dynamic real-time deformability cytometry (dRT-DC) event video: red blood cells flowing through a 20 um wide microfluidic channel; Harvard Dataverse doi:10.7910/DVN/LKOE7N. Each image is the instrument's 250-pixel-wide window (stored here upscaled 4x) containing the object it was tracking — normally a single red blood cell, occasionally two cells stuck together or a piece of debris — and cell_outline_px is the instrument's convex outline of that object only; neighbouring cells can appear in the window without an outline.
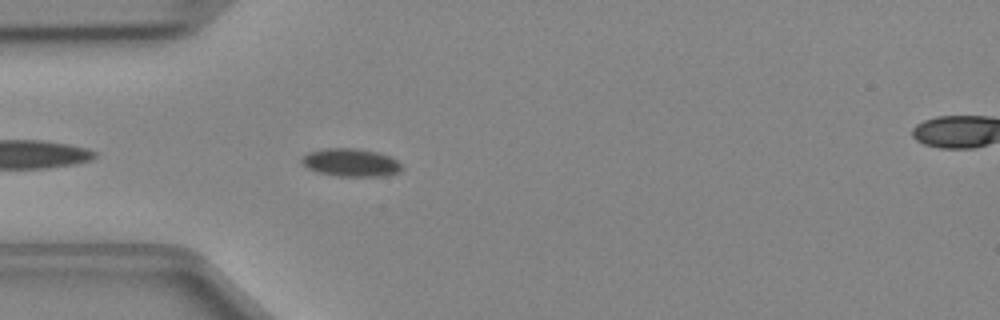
{"species": "Egyptian fruit bat (a non-hibernating species)", "species_latin": "Rousettus aegyptiacus", "temperature_condition": "cold", "stored_images_in_passage": 15, "camera_frame_rate_fps": 3000, "um_per_image_px": 0.085, "animal": {"sex": "female"}, "frame": {"image": 1, "passage_image": 3, "time_ms": 0.667, "image_size_px": [1000, 320], "cell_outline_px": [[400, 172], [384, 176], [336, 176], [316, 172], [308, 168], [300, 160], [308, 152], [324, 148], [352, 148], [376, 152], [388, 156], [396, 160], [400, 164]], "centroid_in_image_um": [29.78, 13.82], "position_along_channel_um": 55.2, "area_um2": 16.13}}
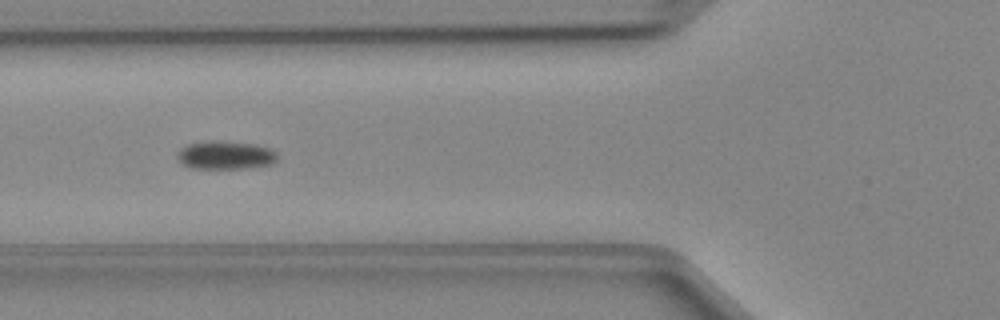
{"frame": {"image": 2, "passage_image": 7, "time_ms": 2.0, "image_size_px": [1000, 320], "cell_outline_px": [[276, 160], [272, 164], [244, 168], [192, 168], [184, 164], [176, 156], [176, 152], [180, 148], [188, 144], [256, 144], [272, 148], [276, 152]], "centroid_in_image_um": [19.2, 13.24], "position_along_channel_um": 106.6, "area_um2": 15.49}}
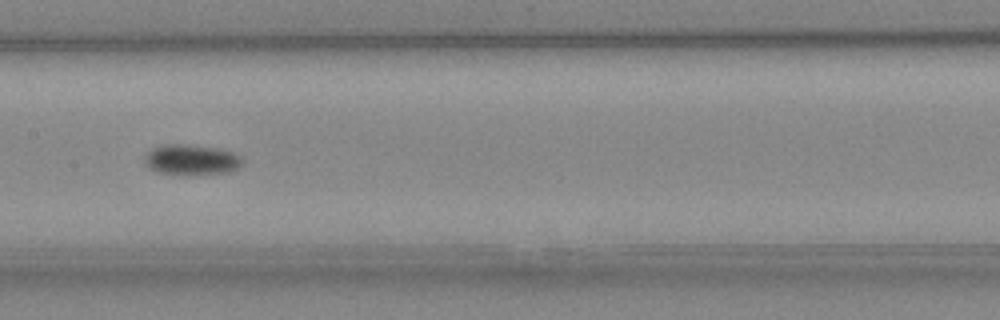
{"frame": {"image": 3, "passage_image": 13, "time_ms": 4.0, "image_size_px": [1000, 320], "cell_outline_px": [[244, 164], [232, 172], [192, 176], [188, 176], [156, 172], [148, 168], [144, 160], [144, 156], [152, 148], [160, 144], [188, 144], [220, 148], [232, 152], [240, 156], [244, 160]], "centroid_in_image_um": [16.29, 13.6], "position_along_channel_um": 191.1, "area_um2": 18.15}}